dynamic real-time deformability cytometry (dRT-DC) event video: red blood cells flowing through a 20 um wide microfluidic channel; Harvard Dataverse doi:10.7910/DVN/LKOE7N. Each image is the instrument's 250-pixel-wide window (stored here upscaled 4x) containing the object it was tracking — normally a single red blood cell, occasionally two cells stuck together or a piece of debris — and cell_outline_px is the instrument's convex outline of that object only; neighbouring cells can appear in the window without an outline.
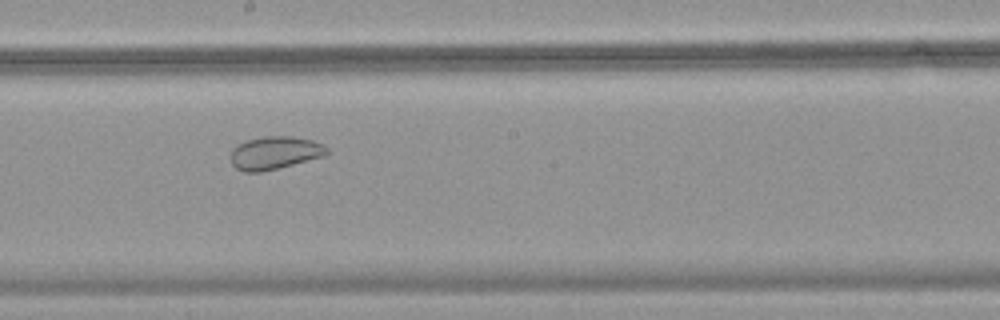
{"species": "common noctule bat (a hibernating species)", "species_latin": "Nyctalus noctula", "temperature_condition": "warm", "stored_images_in_passage": 49, "camera_frame_rate_fps": 3000, "um_per_image_px": 0.085, "animal": {"sex": "female", "body_mass_g": 18.4}, "frame": {"image": 1, "passage_image": 28, "time_ms": 9.0, "image_size_px": [1000, 320], "cell_outline_px": [[328, 152], [324, 156], [260, 172], [244, 172], [236, 168], [232, 164], [232, 148], [236, 144], [248, 140], [264, 136], [292, 136], [312, 140], [324, 144], [328, 148]], "centroid_in_image_um": [23.35, 12.98], "position_along_channel_um": 224.8, "area_um2": 18.32}}